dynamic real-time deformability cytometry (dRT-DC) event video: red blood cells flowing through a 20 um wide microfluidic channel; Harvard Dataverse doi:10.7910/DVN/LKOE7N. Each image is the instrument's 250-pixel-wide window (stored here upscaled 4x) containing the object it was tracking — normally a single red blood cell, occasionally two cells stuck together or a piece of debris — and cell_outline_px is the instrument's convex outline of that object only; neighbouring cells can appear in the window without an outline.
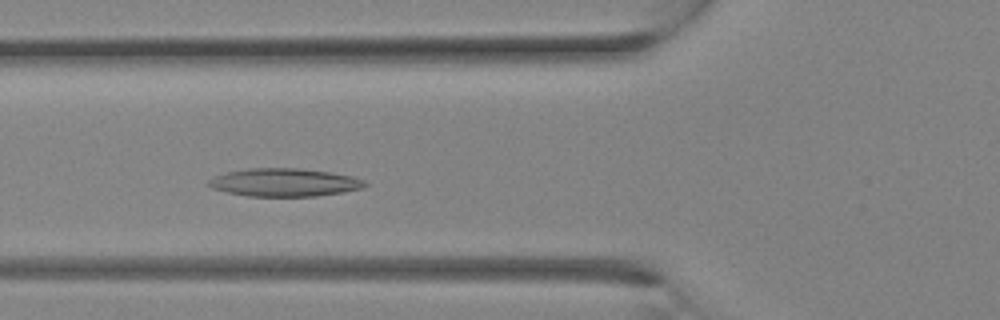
{"species": "Egyptian fruit bat (a non-hibernating species)", "species_latin": "Rousettus aegyptiacus", "temperature_condition": "room temperature", "stored_images_in_passage": 19, "camera_frame_rate_fps": 3000, "um_per_image_px": 0.085, "animal": {"sex": "female"}, "frame": {"image": 1, "passage_image": 10, "time_ms": 3.0, "image_size_px": [1000, 320], "cell_outline_px": [[368, 184], [360, 188], [340, 192], [316, 196], [248, 196], [228, 192], [212, 188], [208, 184], [208, 180], [216, 176], [228, 172], [248, 168], [300, 168], [328, 172], [352, 176], [364, 180]], "centroid_in_image_um": [24.16, 15.5], "position_along_channel_um": 101.6, "area_um2": 25.2}}
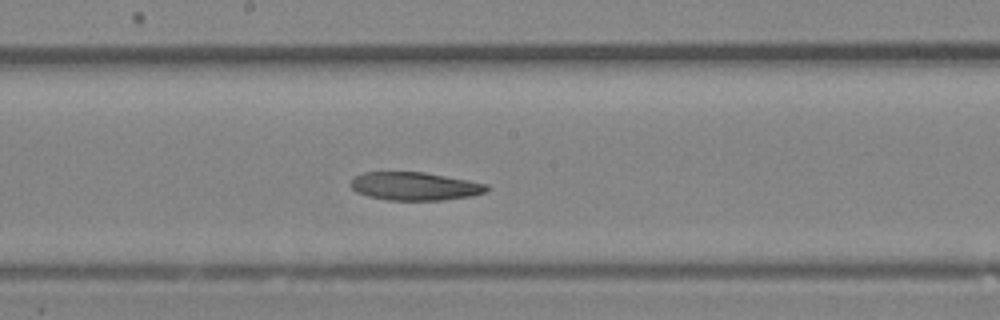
{"frame": {"image": 2, "passage_image": 15, "time_ms": 4.667, "image_size_px": [1000, 320], "cell_outline_px": [[488, 188], [484, 192], [468, 196], [444, 200], [388, 200], [368, 196], [356, 192], [348, 184], [356, 176], [364, 172], [424, 172], [468, 180], [488, 184]], "centroid_in_image_um": [35.22, 15.83], "position_along_channel_um": 213.0, "area_um2": 22.2}}
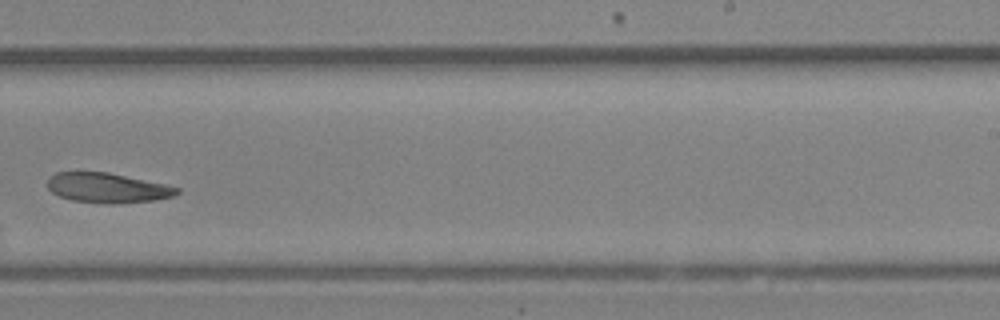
{"frame": {"image": 3, "passage_image": 18, "time_ms": 5.667, "image_size_px": [1000, 320], "cell_outline_px": [[180, 192], [172, 196], [156, 200], [112, 204], [72, 200], [60, 196], [52, 192], [48, 188], [48, 176], [56, 172], [108, 172], [164, 184], [180, 188]], "centroid_in_image_um": [9.12, 15.96], "position_along_channel_um": 279.9, "area_um2": 22.37}}